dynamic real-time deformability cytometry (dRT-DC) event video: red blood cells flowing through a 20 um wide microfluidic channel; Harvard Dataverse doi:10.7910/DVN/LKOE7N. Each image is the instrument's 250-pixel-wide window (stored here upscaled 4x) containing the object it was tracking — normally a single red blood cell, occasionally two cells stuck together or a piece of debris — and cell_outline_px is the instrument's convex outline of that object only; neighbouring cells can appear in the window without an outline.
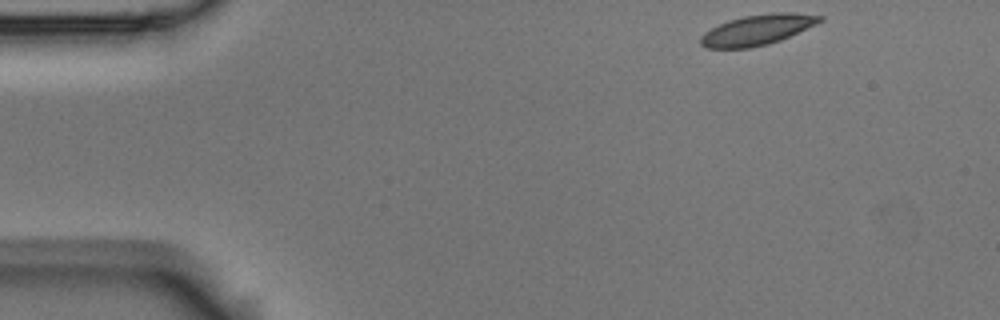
{"species": "Egyptian fruit bat (a non-hibernating species)", "species_latin": "Rousettus aegyptiacus", "temperature_condition": "room temperature", "stored_images_in_passage": 5, "segment_of_instrument_passage": [1, 2], "camera_frame_rate_fps": 3000, "um_per_image_px": 0.085, "animal": {"sex": "male"}, "frame": {"image": 1, "passage_image": 1, "time_ms": 0.0, "image_size_px": [1000, 320], "cell_outline_px": [[824, 20], [780, 40], [768, 44], [748, 48], [704, 48], [700, 44], [700, 36], [704, 32], [728, 20], [744, 16], [772, 12], [792, 12], [824, 16]], "centroid_in_image_um": [64.36, 2.53], "position_along_channel_um": 20.6, "area_um2": 21.04}}
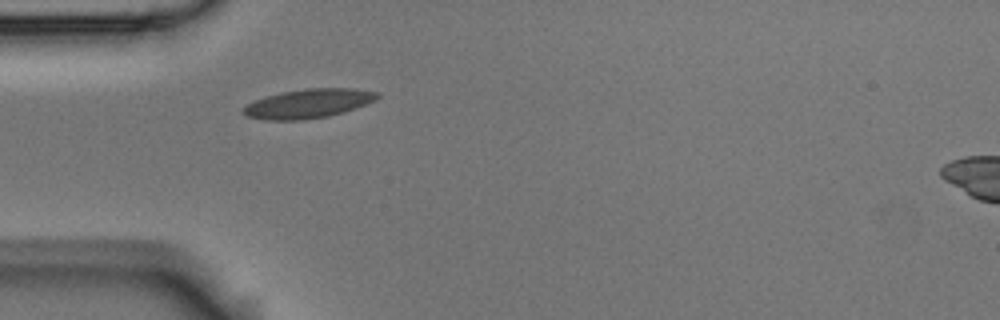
{"frame": {"image": 2, "passage_image": 4, "time_ms": 1.0, "image_size_px": [1000, 320], "cell_outline_px": [[380, 96], [376, 100], [344, 112], [328, 116], [304, 120], [264, 120], [244, 116], [240, 112], [240, 108], [256, 100], [280, 92], [308, 88], [352, 88], [380, 92]], "centroid_in_image_um": [26.18, 8.81], "position_along_channel_um": 58.8, "area_um2": 22.95}}